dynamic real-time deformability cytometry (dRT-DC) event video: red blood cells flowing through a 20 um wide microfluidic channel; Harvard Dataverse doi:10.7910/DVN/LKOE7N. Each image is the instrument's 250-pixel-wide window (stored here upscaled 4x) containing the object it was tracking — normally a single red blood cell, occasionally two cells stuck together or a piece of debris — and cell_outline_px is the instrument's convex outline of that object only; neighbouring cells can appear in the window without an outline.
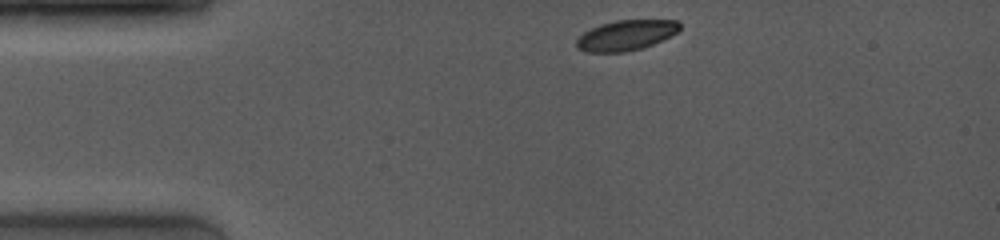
{"species": "common noctule bat (a hibernating species)", "species_latin": "Nyctalus noctula", "temperature_condition": "room temperature", "stored_images_in_passage": 11, "camera_frame_rate_fps": 4000, "um_per_image_px": 0.085, "animal": {"sex": "female", "body_mass_g": 19.0, "forearm_length_mm": 53.3}, "frame": {"image": 1, "passage_image": 1, "time_ms": 0.0, "image_size_px": [1000, 240], "cell_outline_px": [[680, 28], [676, 32], [652, 44], [640, 48], [624, 52], [588, 52], [576, 48], [576, 40], [584, 32], [600, 24], [616, 20], [680, 20]], "centroid_in_image_um": [53.18, 2.99], "position_along_channel_um": 31.8, "area_um2": 17.98}}
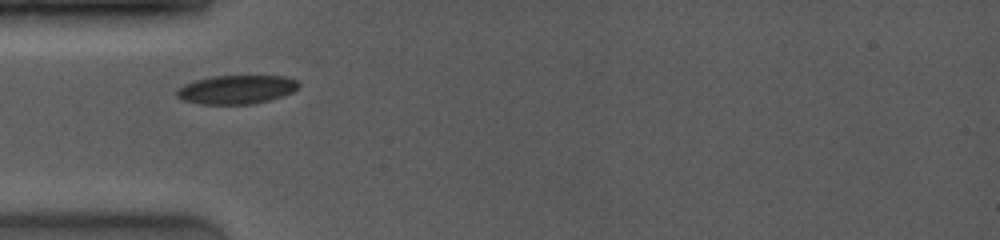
{"frame": {"image": 2, "passage_image": 7, "time_ms": 2.0, "image_size_px": [1000, 240], "cell_outline_px": [[300, 88], [292, 92], [268, 100], [252, 104], [200, 104], [184, 100], [176, 96], [176, 88], [184, 84], [196, 80], [212, 76], [288, 76], [296, 80], [300, 84]], "centroid_in_image_um": [20.1, 7.6], "position_along_channel_um": 64.9, "area_um2": 20.46}}